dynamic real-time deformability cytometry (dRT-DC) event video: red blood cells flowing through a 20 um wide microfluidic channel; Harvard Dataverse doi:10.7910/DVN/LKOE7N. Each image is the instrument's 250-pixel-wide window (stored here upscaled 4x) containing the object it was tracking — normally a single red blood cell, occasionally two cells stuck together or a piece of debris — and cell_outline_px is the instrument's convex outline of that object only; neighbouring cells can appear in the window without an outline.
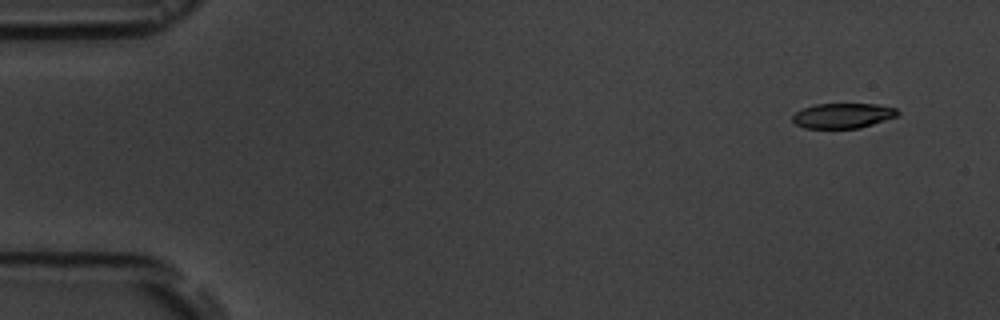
{"species": "common noctule bat (a hibernating species)", "species_latin": "Nyctalus noctula", "temperature_condition": "room temperature", "stored_images_in_passage": 5, "camera_frame_rate_fps": 3000, "um_per_image_px": 0.085, "animal": {"sex": "male", "body_mass_g": 19.5, "forearm_length_mm": 54.6}, "frame": {"image": 1, "passage_image": 1, "time_ms": 0.0, "image_size_px": [1000, 320], "cell_outline_px": [[900, 112], [896, 116], [860, 128], [804, 128], [796, 124], [792, 120], [792, 116], [796, 112], [804, 108], [816, 104], [876, 104], [896, 108]], "centroid_in_image_um": [71.63, 9.83], "position_along_channel_um": 13.4, "area_um2": 15.2}}
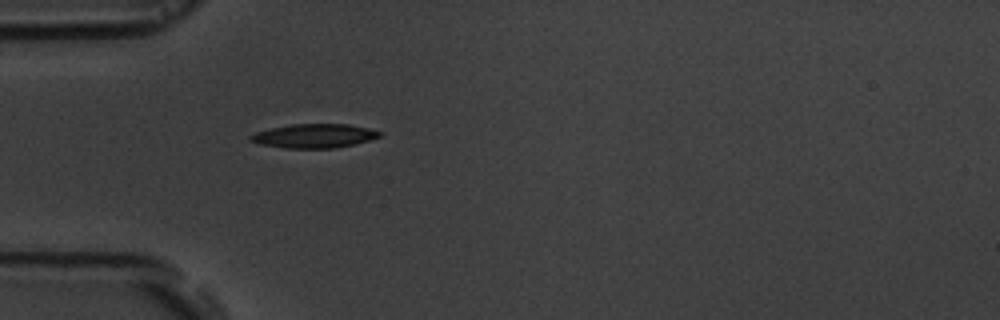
{"frame": {"image": 2, "passage_image": 5, "time_ms": 4.333, "image_size_px": [1000, 320], "cell_outline_px": [[380, 136], [368, 140], [352, 144], [332, 148], [284, 148], [260, 144], [248, 140], [248, 136], [256, 132], [272, 128], [292, 124], [348, 124], [368, 128], [380, 132]], "centroid_in_image_um": [26.64, 11.55], "position_along_channel_um": 58.4, "area_um2": 17.8}}